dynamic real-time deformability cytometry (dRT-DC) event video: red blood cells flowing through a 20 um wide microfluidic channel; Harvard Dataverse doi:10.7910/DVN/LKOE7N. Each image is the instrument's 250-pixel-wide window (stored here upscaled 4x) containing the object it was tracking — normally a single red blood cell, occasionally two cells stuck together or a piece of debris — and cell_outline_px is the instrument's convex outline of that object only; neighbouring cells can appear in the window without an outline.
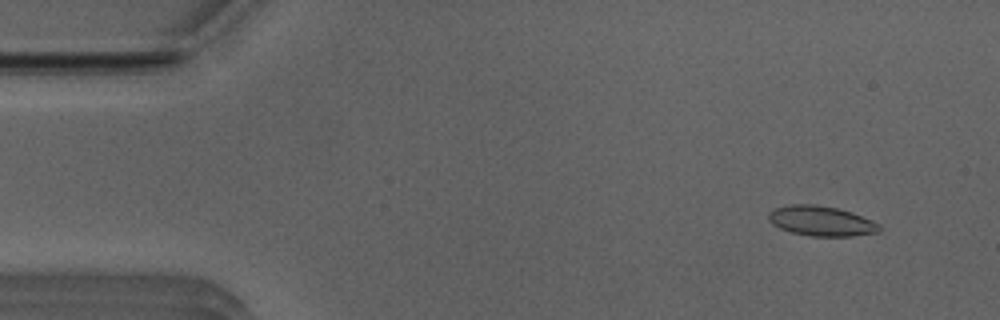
{"species": "Egyptian fruit bat (a non-hibernating species)", "species_latin": "Rousettus aegyptiacus", "temperature_condition": "room temperature", "stored_images_in_passage": 51, "camera_frame_rate_fps": 3000, "um_per_image_px": 0.085, "animal": {"sex": "male"}, "frame": {"image": 1, "passage_image": 4, "time_ms": 1.0, "image_size_px": [1000, 320], "cell_outline_px": [[880, 232], [852, 236], [812, 236], [792, 232], [780, 228], [772, 224], [768, 220], [768, 212], [772, 208], [792, 204], [816, 204], [836, 208], [852, 212], [872, 220], [880, 224]], "centroid_in_image_um": [69.79, 18.77], "position_along_channel_um": 15.2, "area_um2": 19.48}}
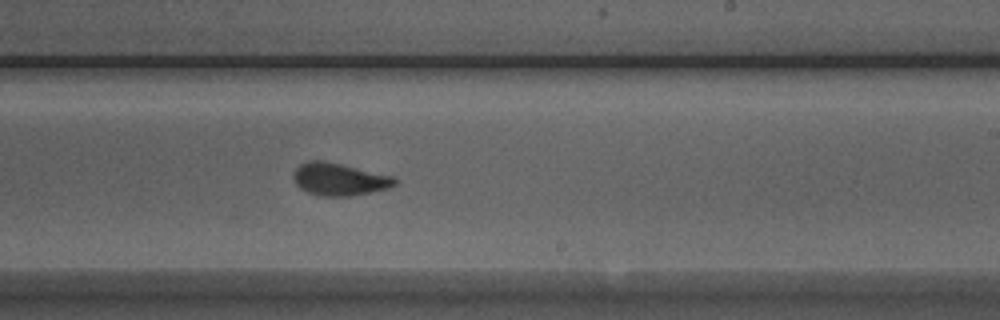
{"frame": {"image": 2, "passage_image": 30, "time_ms": 9.667, "image_size_px": [1000, 320], "cell_outline_px": [[396, 184], [388, 188], [352, 196], [320, 196], [308, 192], [300, 188], [296, 184], [292, 176], [292, 172], [300, 164], [308, 160], [324, 160], [392, 176], [396, 180]], "centroid_in_image_um": [28.78, 15.23], "position_along_channel_um": 260.2, "area_um2": 19.13}}
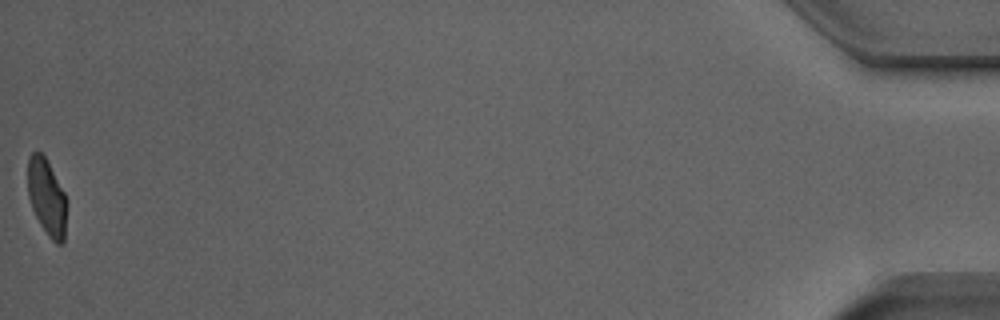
{"frame": {"image": 3, "passage_image": 51, "time_ms": 16.667, "image_size_px": [1000, 320], "cell_outline_px": [[68, 204], [64, 244], [56, 244], [48, 236], [40, 224], [32, 208], [28, 196], [28, 160], [32, 152], [40, 152], [48, 160], [68, 200]], "centroid_in_image_um": [4.02, 16.8], "position_along_channel_um": 431.2, "area_um2": 17.74}, "authors_computed_cell_mechanics": {"area_um2": 19.0162, "velocity_mm_per_s": 3.9782, "shape_relaxation_time_tau1_ms": 5.1718, "shape_relaxation_time_tau2_ms": null, "deformation_change_tau1": 0.1503, "deformation_change_tau2": null}}